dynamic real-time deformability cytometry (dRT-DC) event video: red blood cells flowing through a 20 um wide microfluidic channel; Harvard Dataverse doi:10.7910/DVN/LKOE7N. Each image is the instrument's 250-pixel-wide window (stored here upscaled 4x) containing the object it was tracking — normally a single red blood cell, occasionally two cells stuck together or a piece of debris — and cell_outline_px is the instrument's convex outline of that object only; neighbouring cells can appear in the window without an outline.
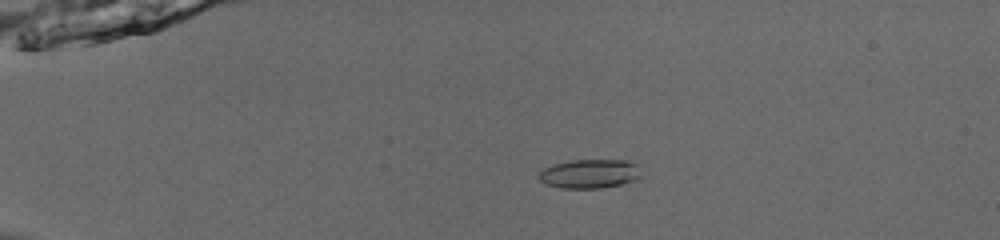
{"species": "common noctule bat (a hibernating species)", "species_latin": "Nyctalus noctula", "temperature_condition": "room temperature", "stored_images_in_passage": 47, "camera_frame_rate_fps": 3000, "um_per_image_px": 0.085, "animal": {"sex": "male", "body_mass_g": 13.0, "forearm_length_mm": 53.1}, "frame": {"image": 1, "passage_image": 6, "time_ms": 1.667, "image_size_px": [1000, 240], "cell_outline_px": [[640, 176], [632, 180], [620, 184], [600, 188], [560, 188], [544, 184], [536, 176], [544, 168], [556, 164], [572, 160], [624, 160], [636, 164]], "centroid_in_image_um": [50.05, 14.77], "position_along_channel_um": 35.0, "area_um2": 17.05}}
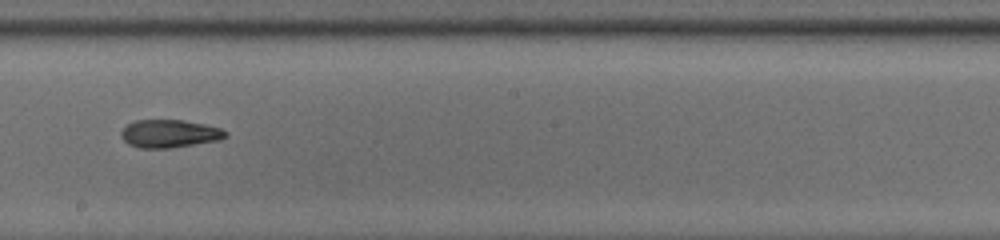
{"frame": {"image": 2, "passage_image": 26, "time_ms": 8.333, "image_size_px": [1000, 240], "cell_outline_px": [[228, 136], [220, 140], [172, 148], [140, 148], [128, 144], [120, 136], [120, 132], [128, 124], [136, 120], [184, 120], [204, 124], [220, 128], [228, 132]], "centroid_in_image_um": [14.42, 11.36], "position_along_channel_um": 233.8, "area_um2": 17.11}}
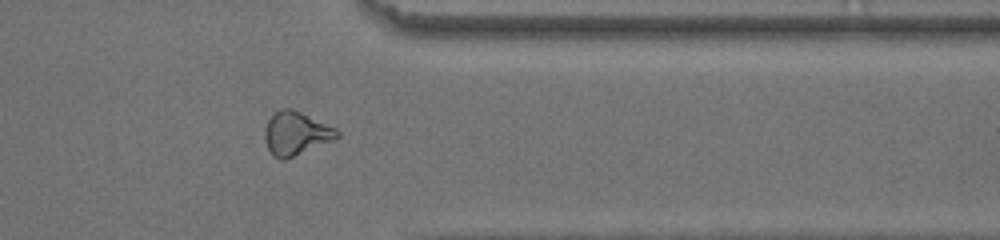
{"frame": {"image": 3, "passage_image": 38, "time_ms": 12.333, "image_size_px": [1000, 240], "cell_outline_px": [[340, 136], [336, 140], [284, 160], [280, 160], [272, 156], [264, 140], [264, 128], [268, 120], [280, 108], [292, 108], [336, 128], [340, 132]], "centroid_in_image_um": [25.16, 11.36], "position_along_channel_um": 386.2, "area_um2": 18.55}, "authors_computed_cell_mechanics": {"area_um2": 17.4556, "velocity_mm_per_s": 3.8802, "shape_relaxation_time_tau1_ms": 8.2001, "shape_relaxation_time_tau2_ms": 3.6847, "deformation_change_tau1": 0.2128, "deformation_change_tau2": 0.1128}}